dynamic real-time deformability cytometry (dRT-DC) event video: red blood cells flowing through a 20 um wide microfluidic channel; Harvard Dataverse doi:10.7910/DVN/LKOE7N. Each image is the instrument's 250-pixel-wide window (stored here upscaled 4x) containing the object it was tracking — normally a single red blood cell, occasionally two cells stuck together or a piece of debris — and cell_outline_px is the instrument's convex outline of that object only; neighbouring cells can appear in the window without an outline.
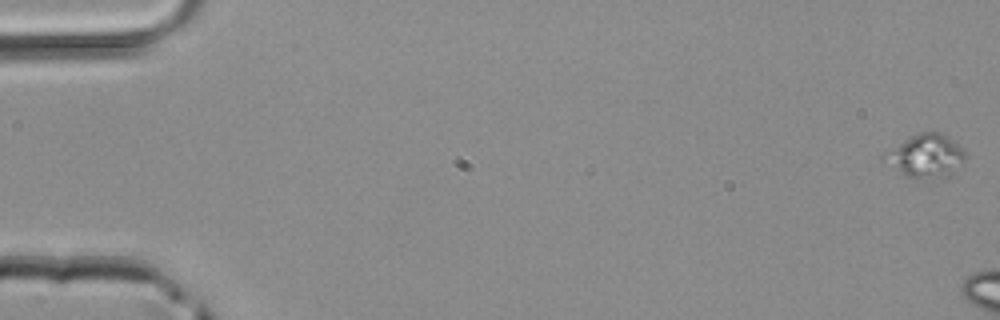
{"species": "common noctule bat (a hibernating species)", "species_latin": "Nyctalus noctula", "temperature_condition": "room temperature", "stored_images_in_passage": 3, "segment_of_instrument_passage": [1, 2], "camera_frame_rate_fps": 3000, "um_per_image_px": 0.085, "animal": {"sex": "male", "body_mass_g": 20.4}, "frame": {"image": 1, "passage_image": 1, "time_ms": 0.0, "image_size_px": [1000, 320], "cell_outline_px": [[964, 160], [948, 172], [940, 176], [908, 176], [880, 164], [880, 156], [884, 152], [904, 140], [920, 132], [940, 132], [956, 144], [964, 152]], "centroid_in_image_um": [78.51, 13.21], "position_along_channel_um": 6.5, "area_um2": 19.48}}